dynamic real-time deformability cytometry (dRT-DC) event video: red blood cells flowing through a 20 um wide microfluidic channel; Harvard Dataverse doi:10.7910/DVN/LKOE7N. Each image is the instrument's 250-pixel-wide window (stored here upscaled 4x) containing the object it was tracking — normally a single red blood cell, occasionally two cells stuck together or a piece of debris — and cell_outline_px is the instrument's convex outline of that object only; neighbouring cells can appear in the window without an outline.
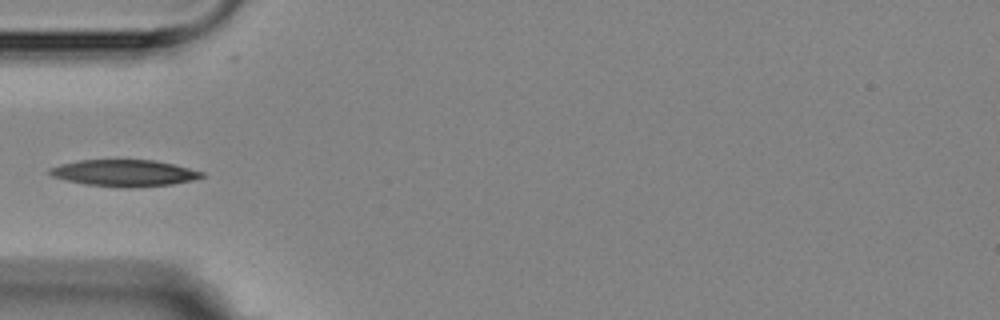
{"species": "Egyptian fruit bat (a non-hibernating species)", "species_latin": "Rousettus aegyptiacus", "temperature_condition": "room temperature", "stored_images_in_passage": 6, "camera_frame_rate_fps": 3000, "um_per_image_px": 0.085, "animal": {"sex": "female"}, "frame": {"image": 1, "passage_image": 6, "time_ms": 5.667, "image_size_px": [1000, 320], "cell_outline_px": [[204, 176], [192, 180], [172, 184], [132, 188], [120, 188], [84, 184], [52, 176], [48, 172], [48, 168], [60, 164], [80, 160], [152, 160], [172, 164], [204, 172]], "centroid_in_image_um": [10.53, 14.71], "position_along_channel_um": 74.5, "area_um2": 23.52}}